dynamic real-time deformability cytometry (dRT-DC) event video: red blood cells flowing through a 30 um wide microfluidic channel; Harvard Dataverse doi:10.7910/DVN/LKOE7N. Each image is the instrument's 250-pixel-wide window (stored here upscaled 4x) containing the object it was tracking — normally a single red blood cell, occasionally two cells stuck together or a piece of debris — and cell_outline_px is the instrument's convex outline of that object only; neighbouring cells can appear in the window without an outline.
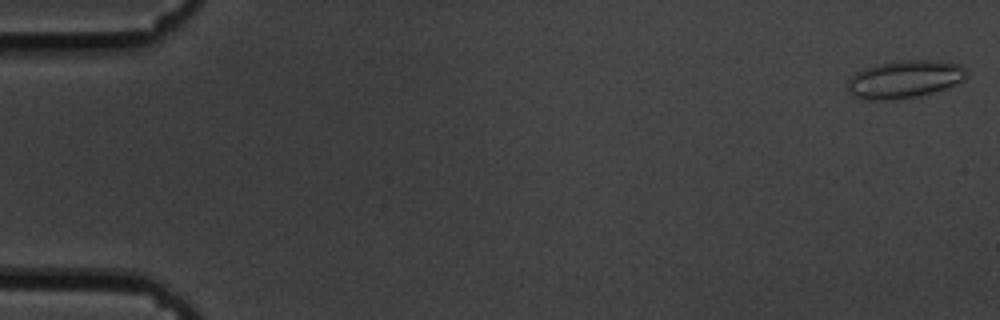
{"species": "common noctule bat (a hibernating species)", "species_latin": "Nyctalus noctula", "temperature_condition": "cold", "stored_images_in_passage": 41, "camera_frame_rate_fps": 3000, "um_per_image_px": 0.085, "animal": {"sex": "male", "body_mass_g": 19.5, "forearm_length_mm": 54.6}, "frame": {"image": 1, "passage_image": 1, "time_ms": 0.0, "image_size_px": [1000, 320], "cell_outline_px": [[968, 76], [964, 80], [944, 88], [932, 92], [916, 96], [888, 100], [860, 100], [848, 92], [848, 80], [856, 72], [864, 68], [880, 64], [900, 60], [936, 60], [956, 64], [964, 68], [968, 72]], "centroid_in_image_um": [76.86, 6.74], "position_along_channel_um": 8.1, "area_um2": 26.01}}
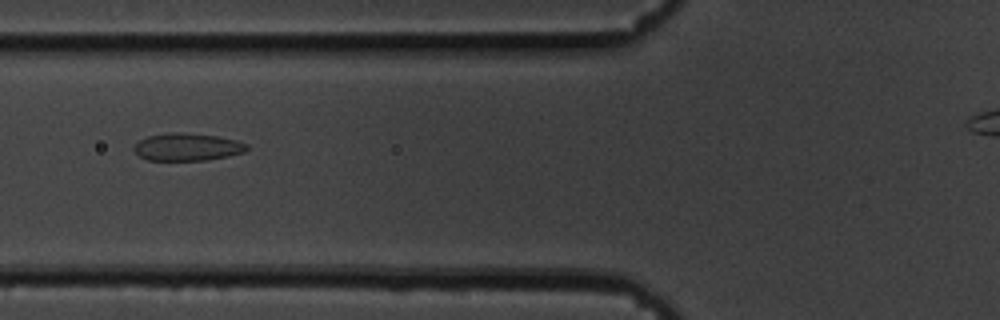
{"frame": {"image": 2, "passage_image": 23, "time_ms": 7.333, "image_size_px": [1000, 320], "cell_outline_px": [[248, 148], [244, 152], [228, 156], [208, 160], [148, 160], [140, 156], [132, 148], [140, 140], [148, 136], [172, 132], [180, 132], [216, 136], [236, 140], [248, 144]], "centroid_in_image_um": [15.93, 12.49], "position_along_channel_um": 109.9, "area_um2": 17.98}}
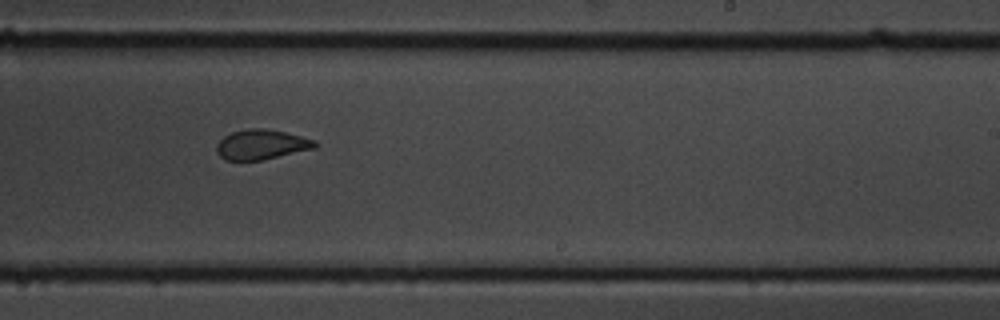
{"frame": {"image": 3, "passage_image": 37, "time_ms": 12.0, "image_size_px": [1000, 320], "cell_outline_px": [[320, 144], [316, 148], [264, 160], [224, 160], [216, 152], [216, 144], [224, 136], [232, 132], [248, 128], [268, 128], [316, 140]], "centroid_in_image_um": [22.24, 12.29], "position_along_channel_um": 266.8, "area_um2": 17.4}}